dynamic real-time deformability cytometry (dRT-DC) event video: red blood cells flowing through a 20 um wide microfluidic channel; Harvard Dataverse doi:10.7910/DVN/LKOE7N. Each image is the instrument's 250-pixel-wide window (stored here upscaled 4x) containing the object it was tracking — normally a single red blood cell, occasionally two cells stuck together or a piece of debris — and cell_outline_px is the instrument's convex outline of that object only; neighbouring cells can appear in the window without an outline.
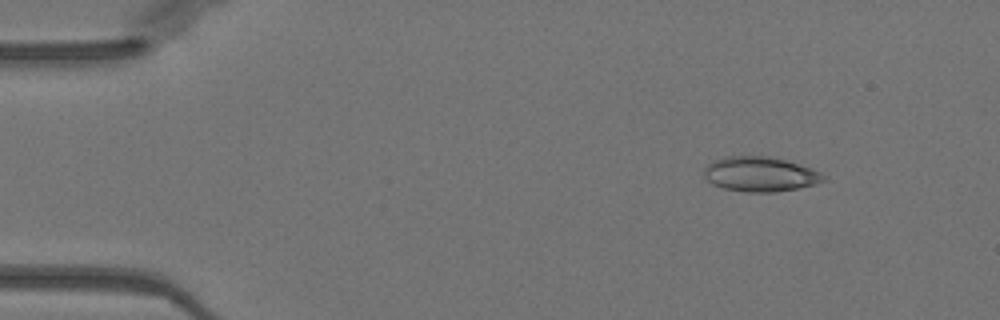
{"species": "Egyptian fruit bat (a non-hibernating species)", "species_latin": "Rousettus aegyptiacus", "temperature_condition": "warm", "stored_images_in_passage": 39, "camera_frame_rate_fps": 3000, "um_per_image_px": 0.085, "animal": {"sex": "female"}, "frame": {"image": 1, "passage_image": 1, "time_ms": 0.0, "image_size_px": [1000, 320], "cell_outline_px": [[824, 180], [816, 184], [776, 192], [744, 192], [724, 188], [712, 184], [704, 176], [704, 168], [712, 160], [724, 156], [768, 156], [784, 160], [812, 168], [820, 172], [824, 176]], "centroid_in_image_um": [64.57, 14.8], "position_along_channel_um": 20.4, "area_um2": 24.16}}
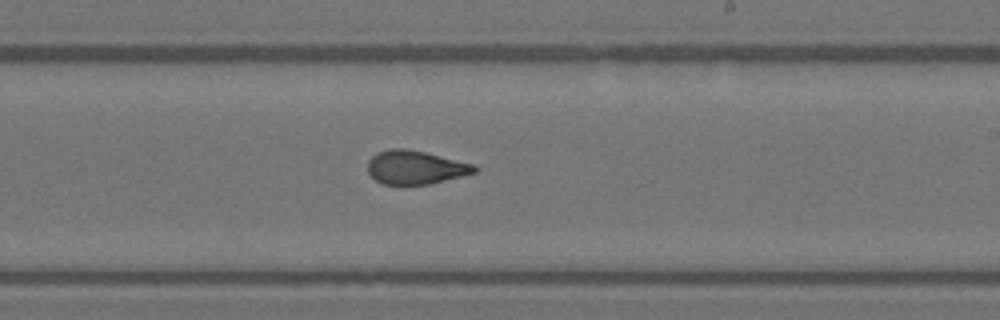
{"frame": {"image": 2, "passage_image": 25, "time_ms": 8.0, "image_size_px": [1000, 320], "cell_outline_px": [[480, 168], [476, 172], [428, 184], [384, 184], [376, 180], [368, 172], [368, 160], [376, 152], [388, 148], [404, 148], [424, 152], [476, 164]], "centroid_in_image_um": [35.31, 14.21], "position_along_channel_um": 253.7, "area_um2": 20.87}}
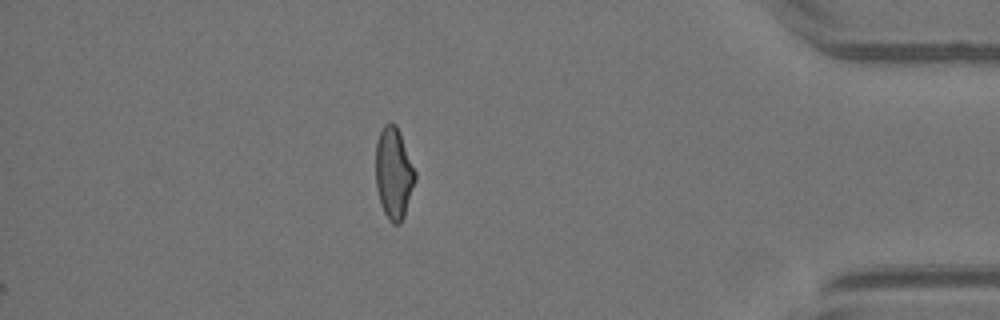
{"frame": {"image": 3, "passage_image": 39, "time_ms": 12.667, "image_size_px": [1000, 320], "cell_outline_px": [[416, 180], [404, 216], [400, 224], [392, 224], [388, 220], [380, 204], [376, 188], [376, 140], [384, 124], [388, 120], [392, 120], [396, 124], [400, 132], [416, 172]], "centroid_in_image_um": [33.46, 14.7], "position_along_channel_um": 401.7, "area_um2": 21.39}, "authors_computed_cell_mechanics": {"area_um2": 21.964, "velocity_mm_per_s": 4.0247, "shape_relaxation_time_tau1_ms": null, "shape_relaxation_time_tau2_ms": 1.0206, "deformation_change_tau1": null, "deformation_change_tau2": 0.0817}}